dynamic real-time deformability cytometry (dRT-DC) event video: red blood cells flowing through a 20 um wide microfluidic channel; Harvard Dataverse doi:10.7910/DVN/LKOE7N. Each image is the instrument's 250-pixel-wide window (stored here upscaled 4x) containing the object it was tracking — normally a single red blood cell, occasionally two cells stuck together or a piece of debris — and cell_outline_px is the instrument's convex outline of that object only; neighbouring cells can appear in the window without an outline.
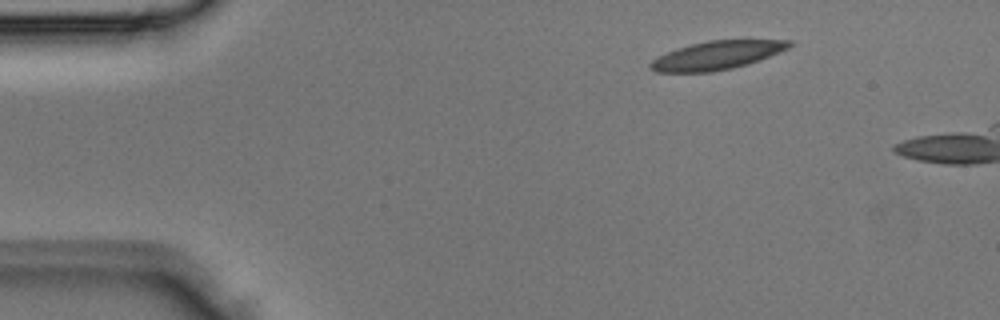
{"species": "Egyptian fruit bat (a non-hibernating species)", "species_latin": "Rousettus aegyptiacus", "temperature_condition": "room temperature", "stored_images_in_passage": 3, "camera_frame_rate_fps": 3000, "um_per_image_px": 0.085, "animal": {"sex": "male"}, "frame": {"image": 1, "passage_image": 1, "time_ms": 0.0, "image_size_px": [1000, 320], "cell_outline_px": [[792, 44], [788, 48], [760, 60], [748, 64], [732, 68], [712, 72], [656, 72], [648, 68], [648, 64], [652, 60], [676, 48], [708, 40], [792, 40]], "centroid_in_image_um": [60.91, 4.71], "position_along_channel_um": 24.1, "area_um2": 22.95}}